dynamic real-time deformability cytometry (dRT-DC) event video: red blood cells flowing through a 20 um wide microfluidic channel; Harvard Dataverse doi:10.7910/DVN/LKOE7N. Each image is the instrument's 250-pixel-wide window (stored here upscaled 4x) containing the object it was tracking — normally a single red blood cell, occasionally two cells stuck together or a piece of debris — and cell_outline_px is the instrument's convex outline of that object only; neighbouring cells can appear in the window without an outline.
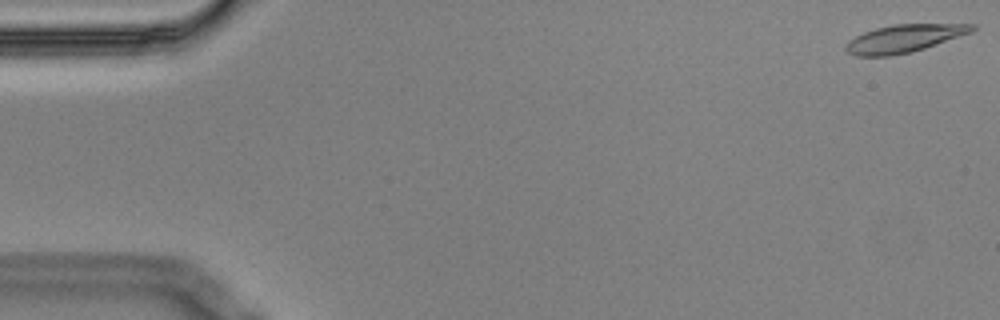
{"species": "Egyptian fruit bat (a non-hibernating species)", "species_latin": "Rousettus aegyptiacus", "temperature_condition": "cold", "stored_images_in_passage": 5, "camera_frame_rate_fps": 3000, "um_per_image_px": 0.085, "animal": {"sex": "male"}, "frame": {"image": 1, "passage_image": 1, "time_ms": 0.0, "image_size_px": [1000, 320], "cell_outline_px": [[976, 28], [972, 32], [912, 52], [888, 56], [856, 56], [848, 52], [844, 48], [844, 44], [848, 40], [864, 32], [876, 28], [892, 24], [976, 24]], "centroid_in_image_um": [76.82, 3.27], "position_along_channel_um": 8.2, "area_um2": 20.4}}